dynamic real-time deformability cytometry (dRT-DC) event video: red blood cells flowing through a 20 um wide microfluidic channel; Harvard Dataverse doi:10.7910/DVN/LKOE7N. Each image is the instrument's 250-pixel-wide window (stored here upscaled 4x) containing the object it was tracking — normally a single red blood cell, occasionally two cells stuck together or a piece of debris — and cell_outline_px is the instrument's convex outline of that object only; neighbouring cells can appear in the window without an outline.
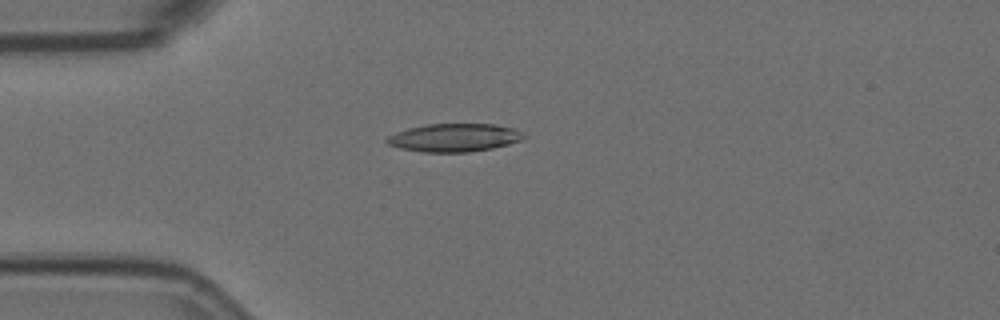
{"species": "Egyptian fruit bat (a non-hibernating species)", "species_latin": "Rousettus aegyptiacus", "temperature_condition": "room temperature", "stored_images_in_passage": 56, "camera_frame_rate_fps": 3000, "um_per_image_px": 0.085, "animal": {"sex": "female"}, "frame": {"image": 1, "passage_image": 14, "time_ms": 4.333, "image_size_px": [1000, 320], "cell_outline_px": [[528, 136], [524, 140], [492, 148], [468, 152], [420, 152], [400, 148], [388, 144], [384, 140], [388, 136], [396, 132], [408, 128], [428, 124], [496, 124], [512, 128], [524, 132]], "centroid_in_image_um": [38.64, 11.7], "position_along_channel_um": 46.4, "area_um2": 22.6}}
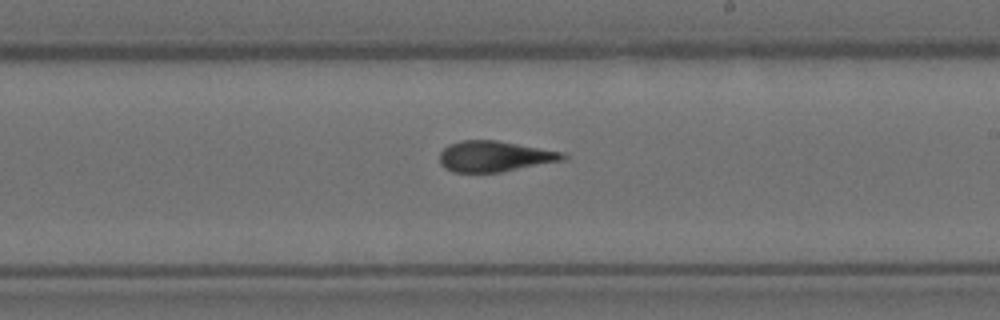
{"frame": {"image": 2, "passage_image": 32, "time_ms": 10.333, "image_size_px": [1000, 320], "cell_outline_px": [[568, 160], [500, 172], [452, 172], [444, 168], [440, 164], [440, 152], [448, 144], [460, 140], [496, 140], [564, 152], [568, 156]], "centroid_in_image_um": [42.07, 13.29], "position_along_channel_um": 246.9, "area_um2": 22.37}}
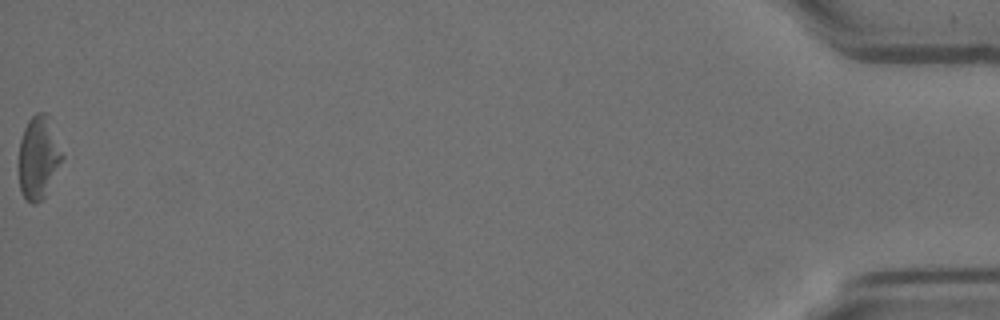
{"frame": {"image": 3, "passage_image": 56, "time_ms": 18.333, "image_size_px": [1000, 320], "cell_outline_px": [[64, 156], [44, 196], [36, 204], [32, 204], [24, 196], [20, 188], [20, 140], [24, 128], [28, 120], [36, 112], [44, 112], [48, 116]], "centroid_in_image_um": [3.27, 13.35], "position_along_channel_um": 431.9, "area_um2": 20.35}, "authors_computed_cell_mechanics": {"area_um2": 22.9177, "velocity_mm_per_s": 3.5899, "shape_relaxation_time_tau1_ms": null, "shape_relaxation_time_tau2_ms": 2.8805, "deformation_change_tau1": null, "deformation_change_tau2": 0.1163}}